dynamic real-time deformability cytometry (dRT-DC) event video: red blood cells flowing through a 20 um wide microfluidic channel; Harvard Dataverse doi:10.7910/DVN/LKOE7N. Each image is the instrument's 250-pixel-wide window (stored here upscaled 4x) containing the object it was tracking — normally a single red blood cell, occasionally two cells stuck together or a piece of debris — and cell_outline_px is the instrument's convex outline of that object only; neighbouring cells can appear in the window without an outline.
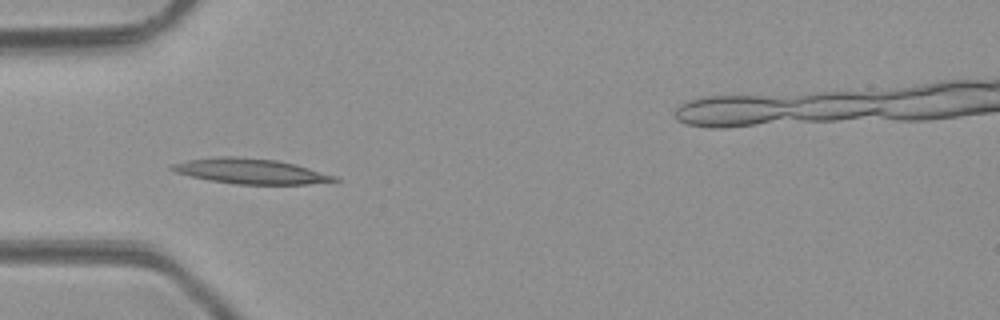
{"species": "common noctule bat (a hibernating species)", "species_latin": "Nyctalus noctula", "temperature_condition": "room temperature", "stored_images_in_passage": 6, "camera_frame_rate_fps": 3000, "um_per_image_px": 0.085, "animal": {"sex": "male", "body_mass_g": 23.1, "forearm_length_mm": 52.7}, "frame": {"image": 1, "passage_image": 6, "time_ms": 5.667, "image_size_px": [1000, 320], "cell_outline_px": [[340, 180], [308, 184], [236, 184], [208, 180], [176, 172], [168, 168], [168, 164], [188, 160], [220, 156], [236, 156], [276, 160], [296, 164], [336, 176]], "centroid_in_image_um": [21.27, 14.54], "position_along_channel_um": 63.7, "area_um2": 23.81}}